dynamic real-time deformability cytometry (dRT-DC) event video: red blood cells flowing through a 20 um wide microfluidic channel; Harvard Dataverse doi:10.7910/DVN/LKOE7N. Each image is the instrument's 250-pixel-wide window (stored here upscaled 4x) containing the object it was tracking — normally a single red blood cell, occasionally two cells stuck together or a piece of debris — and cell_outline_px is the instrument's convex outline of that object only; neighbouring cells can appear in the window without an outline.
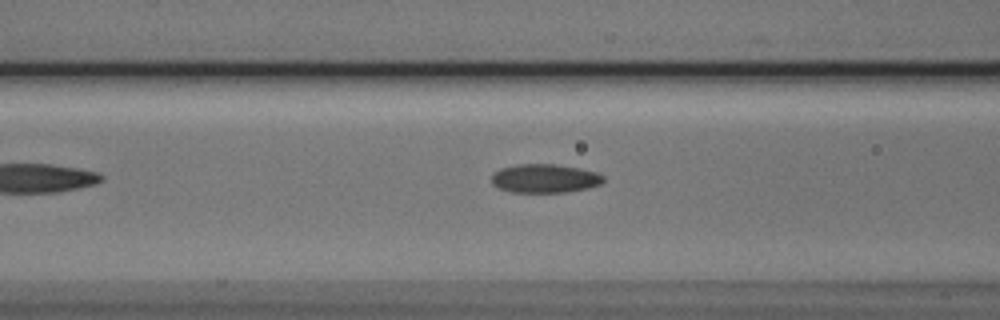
{"species": "Egyptian fruit bat (a non-hibernating species)", "species_latin": "Rousettus aegyptiacus", "temperature_condition": "cold", "stored_images_in_passage": 4, "camera_frame_rate_fps": 3000, "um_per_image_px": 0.085, "animal": {"sex": "male"}, "frame": {"image": 1, "passage_image": 4, "time_ms": 3.333, "image_size_px": [1000, 320], "cell_outline_px": [[604, 180], [600, 184], [588, 188], [568, 192], [512, 192], [500, 188], [492, 184], [492, 172], [500, 168], [516, 164], [556, 164], [580, 168], [596, 172], [604, 176]], "centroid_in_image_um": [46.3, 15.16], "position_along_channel_um": 120.3, "area_um2": 18.84}}